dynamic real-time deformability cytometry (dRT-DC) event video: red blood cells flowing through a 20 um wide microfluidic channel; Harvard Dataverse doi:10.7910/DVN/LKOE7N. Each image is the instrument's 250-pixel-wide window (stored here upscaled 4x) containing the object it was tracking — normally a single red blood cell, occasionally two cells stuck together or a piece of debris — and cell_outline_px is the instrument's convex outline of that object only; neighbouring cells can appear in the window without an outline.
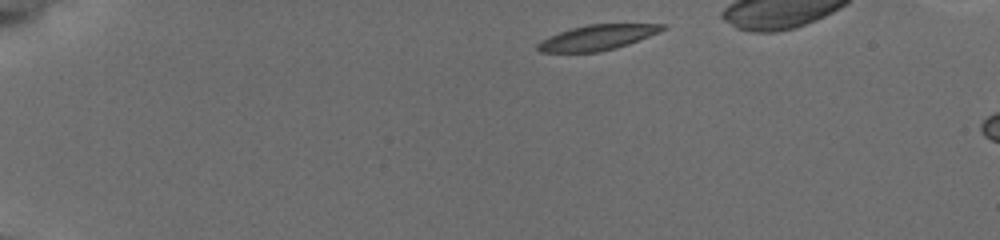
{"species": "common noctule bat (a hibernating species)", "species_latin": "Nyctalus noctula", "temperature_condition": "cold", "stored_images_in_passage": 18, "segment_of_instrument_passage": [1, 2], "camera_frame_rate_fps": 3000, "um_per_image_px": 0.085, "animal": {"sex": "female", "body_mass_g": 19.5, "forearm_length_mm": 54.1}, "frame": {"image": 1, "passage_image": 1, "time_ms": 0.0, "image_size_px": [1000, 240], "cell_outline_px": [[668, 28], [628, 44], [616, 48], [596, 52], [540, 52], [536, 48], [536, 44], [540, 40], [560, 32], [572, 28], [588, 24], [668, 24]], "centroid_in_image_um": [50.76, 3.18], "position_along_channel_um": 34.2, "area_um2": 18.21}}
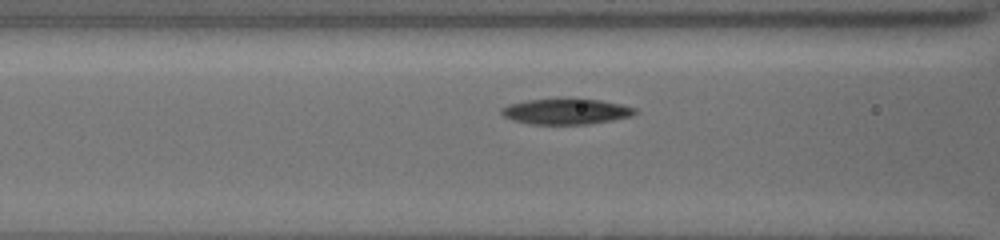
{"frame": {"image": 2, "passage_image": 11, "time_ms": 4.333, "image_size_px": [1000, 240], "cell_outline_px": [[640, 112], [632, 116], [612, 120], [588, 124], [532, 124], [512, 120], [504, 116], [500, 112], [500, 108], [508, 104], [528, 100], [564, 96], [600, 100], [624, 104], [636, 108]], "centroid_in_image_um": [48.15, 9.43], "position_along_channel_um": 118.5, "area_um2": 20.81}}
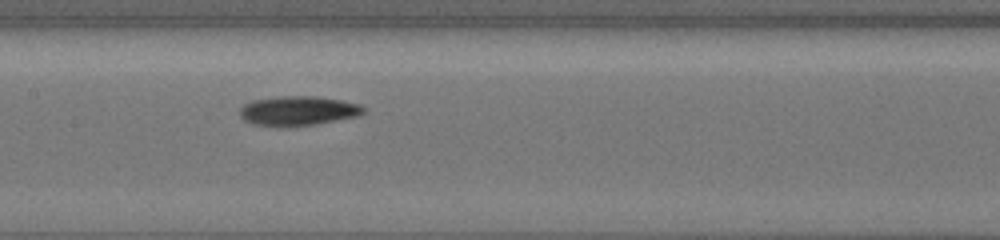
{"frame": {"image": 3, "passage_image": 15, "time_ms": 6.0, "image_size_px": [1000, 240], "cell_outline_px": [[364, 112], [360, 116], [316, 124], [256, 124], [244, 120], [240, 116], [240, 108], [244, 104], [252, 100], [276, 96], [316, 96], [340, 100], [360, 104], [364, 108]], "centroid_in_image_um": [25.37, 9.38], "position_along_channel_um": 182.0, "area_um2": 20.69}}